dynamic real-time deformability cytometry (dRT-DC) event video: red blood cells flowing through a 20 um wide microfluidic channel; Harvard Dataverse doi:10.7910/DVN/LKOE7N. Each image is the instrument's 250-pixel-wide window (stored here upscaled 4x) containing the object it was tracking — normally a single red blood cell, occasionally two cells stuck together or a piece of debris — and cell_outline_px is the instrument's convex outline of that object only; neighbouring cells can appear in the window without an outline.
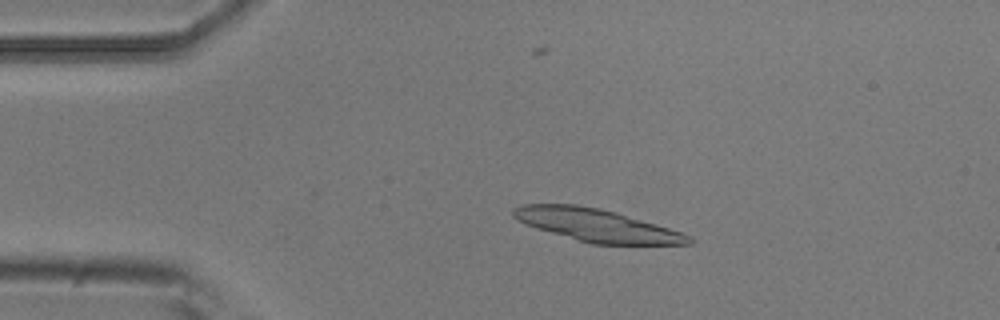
{"species": "common noctule bat (a hibernating species)", "species_latin": "Nyctalus noctula", "temperature_condition": "room temperature", "stored_images_in_passage": 5, "camera_frame_rate_fps": 3000, "um_per_image_px": 0.085, "animal": {"sex": "male", "body_mass_g": 20.5, "forearm_length_mm": 52.5}, "frame": {"image": 1, "passage_image": 3, "time_ms": 0.667, "image_size_px": [1000, 320], "cell_outline_px": [[692, 244], [592, 244], [536, 228], [524, 224], [516, 220], [512, 216], [512, 208], [524, 204], [576, 204], [600, 208], [616, 212], [656, 224], [692, 236]], "centroid_in_image_um": [50.67, 19.13], "position_along_channel_um": 34.3, "area_um2": 33.18}}